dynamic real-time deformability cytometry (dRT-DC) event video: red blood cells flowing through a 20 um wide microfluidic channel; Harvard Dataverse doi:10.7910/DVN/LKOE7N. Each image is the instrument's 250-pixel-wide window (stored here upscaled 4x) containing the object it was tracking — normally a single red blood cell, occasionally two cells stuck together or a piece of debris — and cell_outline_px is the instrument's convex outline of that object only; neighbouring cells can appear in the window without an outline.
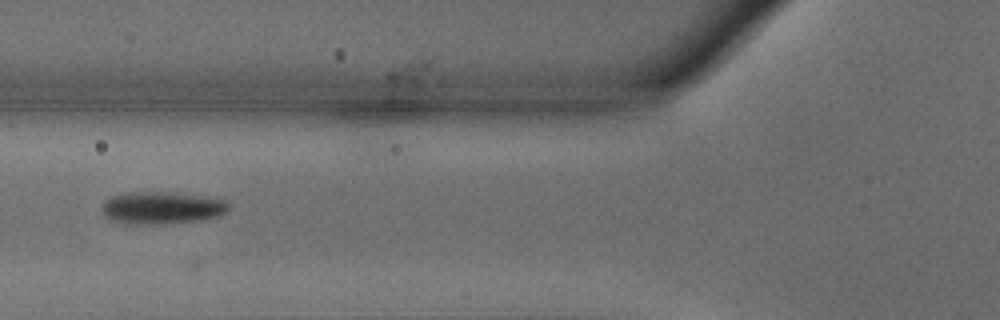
{"species": "common noctule bat (a hibernating species)", "species_latin": "Nyctalus noctula", "temperature_condition": "warm", "stored_images_in_passage": 13, "camera_frame_rate_fps": 3000, "um_per_image_px": 0.085, "animal": {"sex": "male", "body_mass_g": 18.8}, "frame": {"image": 1, "passage_image": 5, "time_ms": 1.333, "image_size_px": [1000, 320], "cell_outline_px": [[228, 212], [220, 216], [200, 220], [136, 224], [124, 224], [108, 220], [104, 216], [100, 208], [104, 200], [112, 196], [140, 192], [164, 192], [216, 196], [224, 200], [228, 204]], "centroid_in_image_um": [13.76, 17.65], "position_along_channel_um": 112.0, "area_um2": 23.99}}
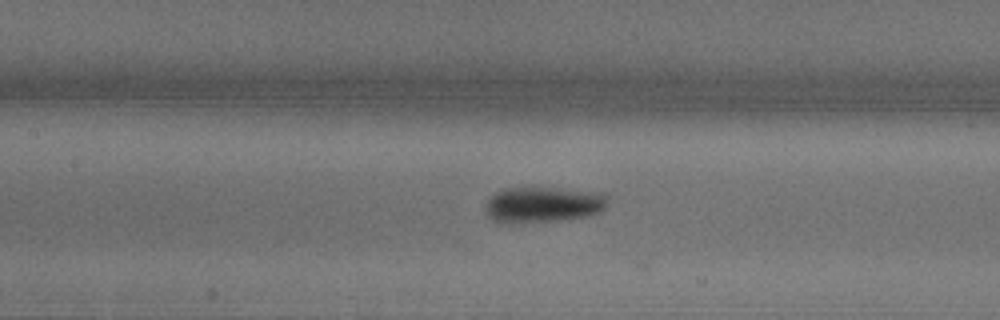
{"frame": {"image": 2, "passage_image": 9, "time_ms": 2.667, "image_size_px": [1000, 320], "cell_outline_px": [[608, 204], [600, 212], [584, 216], [552, 220], [508, 224], [504, 224], [492, 220], [484, 212], [484, 204], [496, 192], [504, 188], [552, 188], [600, 192], [608, 196]], "centroid_in_image_um": [46.11, 17.39], "position_along_channel_um": 161.3, "area_um2": 25.49}}
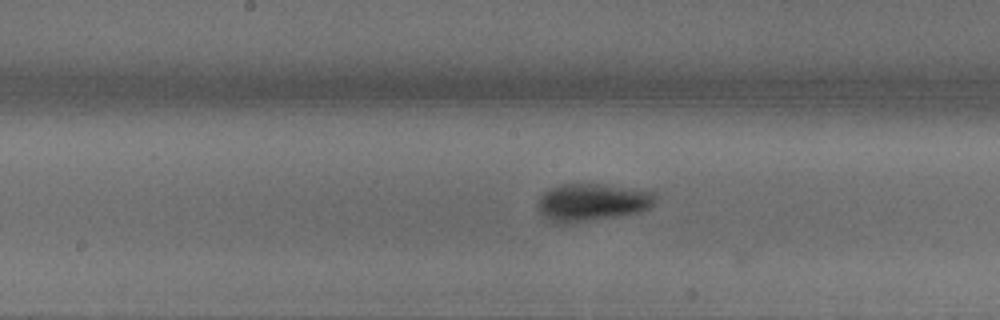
{"frame": {"image": 3, "passage_image": 12, "time_ms": 3.667, "image_size_px": [1000, 320], "cell_outline_px": [[652, 204], [648, 208], [640, 212], [568, 224], [556, 224], [548, 220], [536, 208], [536, 204], [540, 196], [544, 192], [560, 184], [596, 184], [652, 192]], "centroid_in_image_um": [50.19, 17.22], "position_along_channel_um": 198.0, "area_um2": 25.26}}